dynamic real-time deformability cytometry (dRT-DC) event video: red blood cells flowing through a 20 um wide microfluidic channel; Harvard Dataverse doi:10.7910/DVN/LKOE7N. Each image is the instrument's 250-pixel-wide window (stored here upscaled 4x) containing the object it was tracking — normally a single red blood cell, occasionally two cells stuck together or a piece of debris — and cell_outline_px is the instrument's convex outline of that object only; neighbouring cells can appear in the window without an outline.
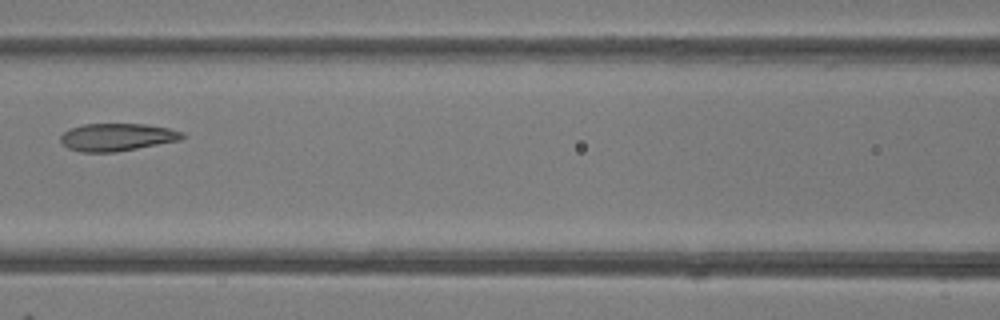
{"species": "common noctule bat (a hibernating species)", "species_latin": "Nyctalus noctula", "temperature_condition": "room temperature", "stored_images_in_passage": 7, "camera_frame_rate_fps": 3000, "um_per_image_px": 0.085, "animal": {"sex": "female"}, "frame": {"image": 1, "passage_image": 7, "time_ms": 7.0, "image_size_px": [1000, 320], "cell_outline_px": [[184, 136], [180, 140], [116, 152], [80, 152], [68, 148], [60, 140], [60, 136], [64, 132], [72, 128], [84, 124], [144, 124], [168, 128], [184, 132]], "centroid_in_image_um": [9.94, 11.66], "position_along_channel_um": 156.7, "area_um2": 19.42}}